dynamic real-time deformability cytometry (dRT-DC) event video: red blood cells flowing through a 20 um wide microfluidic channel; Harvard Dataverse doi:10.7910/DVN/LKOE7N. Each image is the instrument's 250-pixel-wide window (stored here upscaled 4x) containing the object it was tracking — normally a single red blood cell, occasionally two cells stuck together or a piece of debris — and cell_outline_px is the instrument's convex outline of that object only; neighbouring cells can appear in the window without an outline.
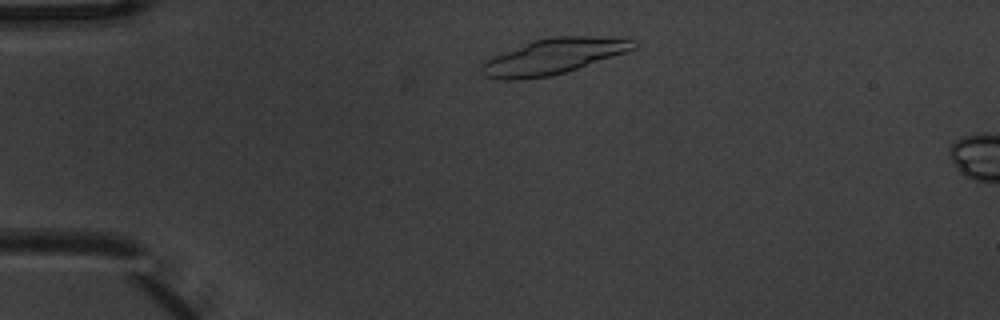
{"species": "common noctule bat (a hibernating species)", "species_latin": "Nyctalus noctula", "temperature_condition": "warm", "stored_images_in_passage": 3, "camera_frame_rate_fps": 3000, "um_per_image_px": 0.085, "animal": {"sex": "male", "body_mass_g": 20.1, "forearm_length_mm": 53.5}, "frame": {"image": 1, "passage_image": 2, "time_ms": 0.333, "image_size_px": [1000, 320], "cell_outline_px": [[640, 40], [636, 48], [552, 76], [520, 80], [500, 80], [484, 76], [480, 72], [480, 64], [484, 60], [532, 40], [552, 36], [588, 36]], "centroid_in_image_um": [46.96, 4.8], "position_along_channel_um": 38.0, "area_um2": 31.39}}